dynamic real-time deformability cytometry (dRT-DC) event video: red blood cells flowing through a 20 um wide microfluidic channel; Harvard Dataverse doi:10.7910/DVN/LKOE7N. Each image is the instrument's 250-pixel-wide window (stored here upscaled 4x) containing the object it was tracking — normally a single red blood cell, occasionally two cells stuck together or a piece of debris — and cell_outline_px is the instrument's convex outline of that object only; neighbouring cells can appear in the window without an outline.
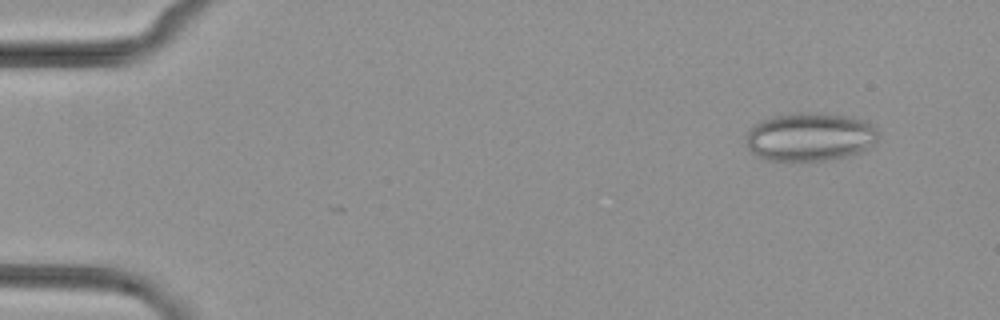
{"species": "common noctule bat (a hibernating species)", "species_latin": "Nyctalus noctula", "temperature_condition": "cold", "stored_images_in_passage": 45, "camera_frame_rate_fps": 3000, "um_per_image_px": 0.085, "animal": {"sex": "female", "body_mass_g": 29.2, "forearm_length_mm": 56.3}, "frame": {"image": 1, "passage_image": 3, "time_ms": 0.667, "image_size_px": [1000, 320], "cell_outline_px": [[880, 136], [872, 144], [856, 152], [824, 160], [764, 160], [756, 156], [748, 148], [748, 132], [756, 124], [772, 116], [804, 112], [852, 116], [864, 120], [872, 124], [880, 132]], "centroid_in_image_um": [68.86, 11.61], "position_along_channel_um": 16.1, "area_um2": 36.7}}
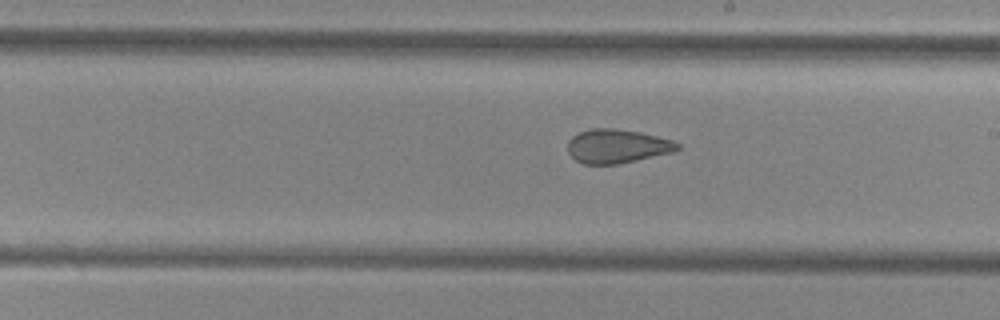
{"frame": {"image": 2, "passage_image": 29, "time_ms": 9.333, "image_size_px": [1000, 320], "cell_outline_px": [[680, 148], [676, 152], [616, 164], [584, 164], [576, 160], [568, 152], [568, 140], [572, 136], [580, 132], [592, 128], [612, 128], [640, 132], [672, 140], [680, 144]], "centroid_in_image_um": [52.47, 12.42], "position_along_channel_um": 236.5, "area_um2": 21.68}}
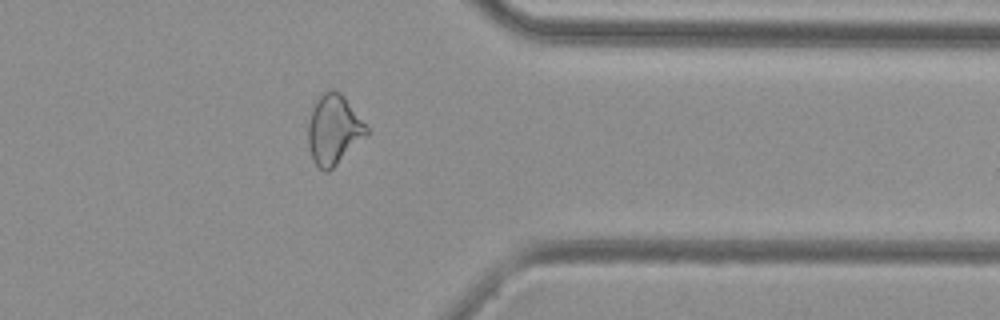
{"frame": {"image": 3, "passage_image": 41, "time_ms": 13.333, "image_size_px": [1000, 320], "cell_outline_px": [[368, 132], [328, 172], [324, 172], [312, 160], [308, 144], [308, 124], [312, 108], [316, 100], [324, 92], [332, 88], [340, 92], [344, 96], [368, 128]], "centroid_in_image_um": [28.32, 11.0], "position_along_channel_um": 383.1, "area_um2": 23.24}}